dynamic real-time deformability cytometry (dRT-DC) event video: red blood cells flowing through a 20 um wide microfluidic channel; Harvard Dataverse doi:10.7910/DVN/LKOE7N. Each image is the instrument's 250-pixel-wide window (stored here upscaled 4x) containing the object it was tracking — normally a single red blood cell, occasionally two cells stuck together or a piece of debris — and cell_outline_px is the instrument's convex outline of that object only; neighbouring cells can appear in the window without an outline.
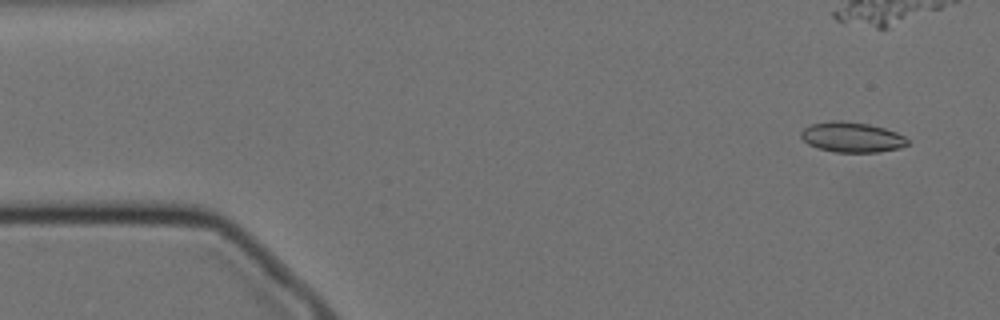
{"species": "Egyptian fruit bat (a non-hibernating species)", "species_latin": "Rousettus aegyptiacus", "temperature_condition": "cold", "stored_images_in_passage": 58, "camera_frame_rate_fps": 3000, "um_per_image_px": 0.085, "animal": {"sex": "female"}, "frame": {"image": 1, "passage_image": 4, "time_ms": 1.0, "image_size_px": [1000, 320], "cell_outline_px": [[908, 144], [900, 148], [880, 152], [836, 152], [816, 148], [808, 144], [800, 136], [800, 132], [804, 128], [812, 124], [832, 120], [840, 120], [868, 124], [884, 128], [896, 132], [904, 136], [908, 140]], "centroid_in_image_um": [72.4, 11.66], "position_along_channel_um": 12.6, "area_um2": 18.79}}
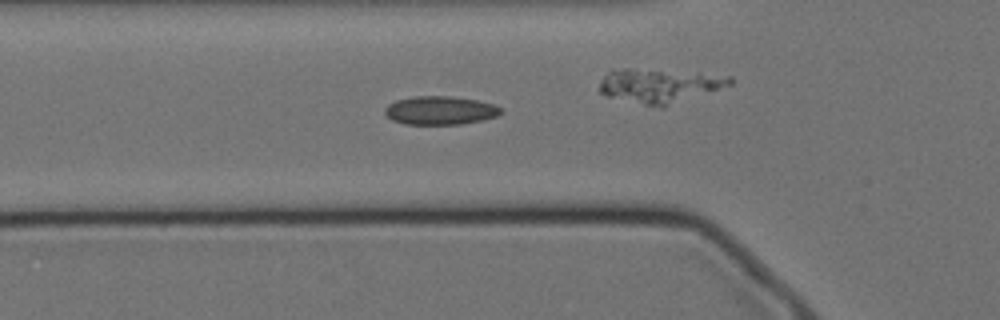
{"frame": {"image": 2, "passage_image": 19, "time_ms": 6.0, "image_size_px": [1000, 320], "cell_outline_px": [[504, 112], [496, 116], [480, 120], [460, 124], [404, 124], [392, 120], [384, 112], [384, 108], [388, 104], [396, 100], [416, 96], [448, 96], [476, 100], [492, 104], [504, 108]], "centroid_in_image_um": [37.41, 9.38], "position_along_channel_um": 88.4, "area_um2": 19.19}}
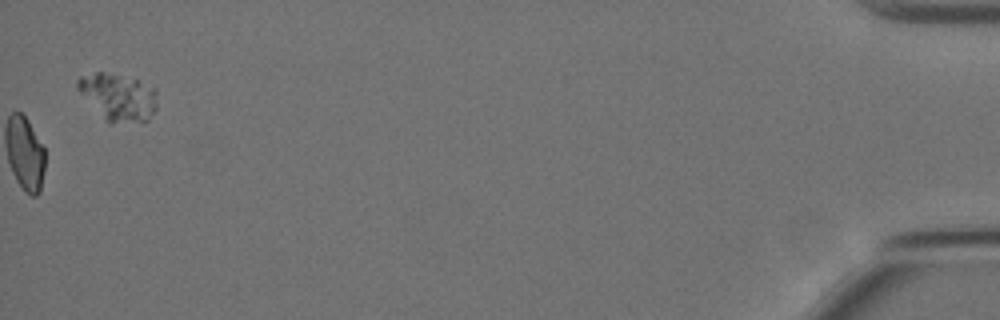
{"frame": {"image": 3, "passage_image": 58, "time_ms": 19.0, "image_size_px": [1000, 320], "cell_outline_px": [[156, 108], [148, 120], [112, 124], [108, 124], [104, 120], [76, 88], [76, 80], [80, 76], [96, 72], [104, 72], [136, 80], [156, 88]], "centroid_in_image_um": [10.02, 8.27], "position_along_channel_um": 425.2, "area_um2": 21.79}, "authors_computed_cell_mechanics": {"area_um2": 18.3226, "velocity_mm_per_s": 3.4833, "shape_relaxation_time_tau1_ms": null, "shape_relaxation_time_tau2_ms": 4.0582, "deformation_change_tau1": null, "deformation_change_tau2": 0.0794}}